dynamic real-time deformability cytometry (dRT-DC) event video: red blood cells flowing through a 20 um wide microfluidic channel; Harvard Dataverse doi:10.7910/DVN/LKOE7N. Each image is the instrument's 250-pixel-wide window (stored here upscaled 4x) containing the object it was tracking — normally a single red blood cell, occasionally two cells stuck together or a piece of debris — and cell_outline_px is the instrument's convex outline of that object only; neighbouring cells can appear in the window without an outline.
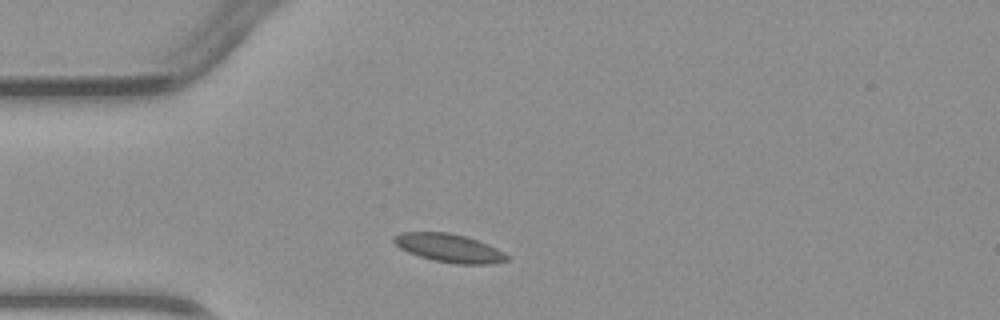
{"species": "common noctule bat (a hibernating species)", "species_latin": "Nyctalus noctula", "temperature_condition": "warm", "stored_images_in_passage": 1, "camera_frame_rate_fps": 3000, "um_per_image_px": 0.085, "animal": {"sex": "male", "body_mass_g": 23.1, "forearm_length_mm": 52.7}, "frame": {"image": 1, "passage_image": 1, "time_ms": 0.0, "image_size_px": [1000, 320], "cell_outline_px": [[508, 260], [492, 264], [456, 264], [432, 260], [408, 252], [400, 248], [392, 240], [392, 236], [400, 232], [448, 232], [464, 236], [488, 244], [504, 252], [508, 256]], "centroid_in_image_um": [38.16, 21.08], "position_along_channel_um": 46.8, "area_um2": 18.67}}